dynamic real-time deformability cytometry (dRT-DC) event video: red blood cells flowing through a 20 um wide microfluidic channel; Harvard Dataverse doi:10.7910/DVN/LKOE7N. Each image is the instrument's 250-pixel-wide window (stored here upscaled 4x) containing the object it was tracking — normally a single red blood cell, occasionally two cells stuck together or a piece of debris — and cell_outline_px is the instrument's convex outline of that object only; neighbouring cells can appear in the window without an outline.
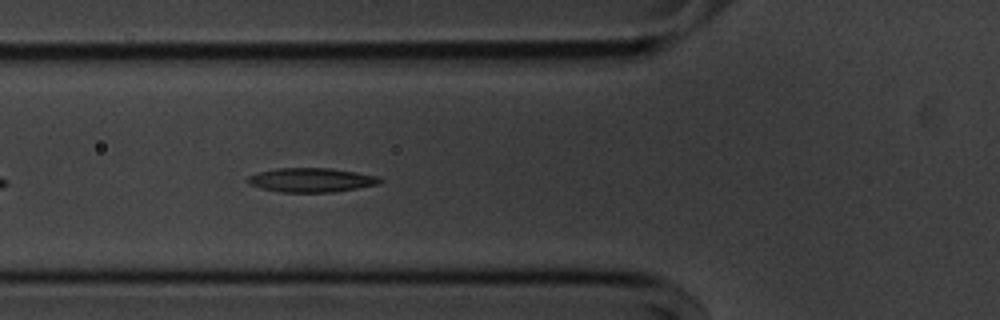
{"species": "common noctule bat (a hibernating species)", "species_latin": "Nyctalus noctula", "temperature_condition": "cold", "stored_images_in_passage": 38, "camera_frame_rate_fps": 3000, "um_per_image_px": 0.085, "animal": {"sex": "male", "body_mass_g": 20.1, "forearm_length_mm": 53.5}, "frame": {"image": 1, "passage_image": 7, "time_ms": 2.0, "image_size_px": [1000, 320], "cell_outline_px": [[384, 180], [380, 184], [332, 192], [280, 192], [260, 188], [248, 184], [244, 180], [248, 176], [260, 172], [276, 168], [328, 168], [356, 172], [376, 176]], "centroid_in_image_um": [26.42, 15.3], "position_along_channel_um": 99.4, "area_um2": 18.61}}
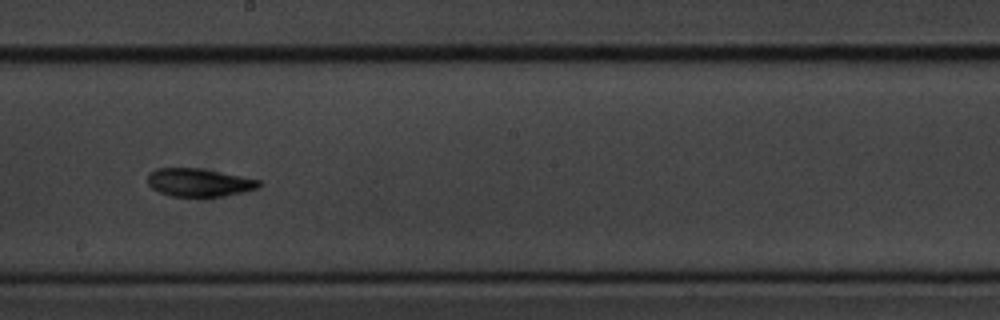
{"frame": {"image": 2, "passage_image": 18, "time_ms": 5.667, "image_size_px": [1000, 320], "cell_outline_px": [[264, 184], [256, 188], [224, 196], [172, 196], [160, 192], [152, 188], [148, 184], [148, 172], [156, 168], [200, 168], [260, 180]], "centroid_in_image_um": [16.89, 15.5], "position_along_channel_um": 231.3, "area_um2": 18.03}}
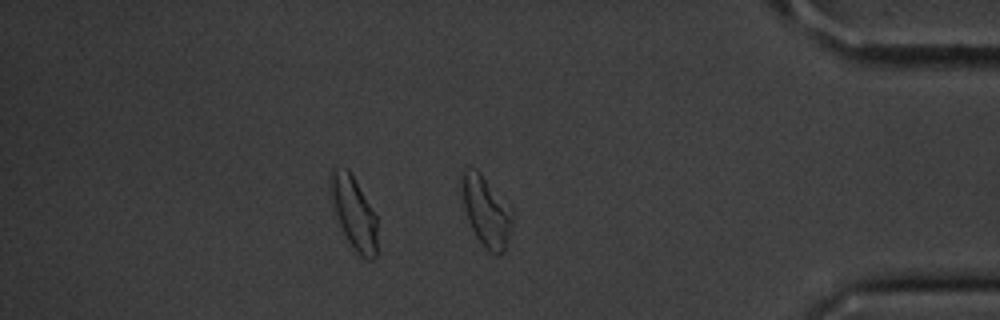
{"frame": {"image": 3, "passage_image": 34, "time_ms": 11.0, "image_size_px": [1000, 320], "cell_outline_px": [[512, 224], [504, 252], [496, 256], [476, 236], [468, 220], [456, 192], [460, 172], [464, 168], [476, 168], [480, 172], [512, 212]], "centroid_in_image_um": [41.19, 17.86], "position_along_channel_um": 394.0, "area_um2": 20.98}, "authors_computed_cell_mechanics": {"area_um2": 18.4671, "velocity_mm_per_s": 3.5897, "shape_relaxation_time_tau1_ms": null, "shape_relaxation_time_tau2_ms": 4.6077, "deformation_change_tau1": null, "deformation_change_tau2": 0.1278}}